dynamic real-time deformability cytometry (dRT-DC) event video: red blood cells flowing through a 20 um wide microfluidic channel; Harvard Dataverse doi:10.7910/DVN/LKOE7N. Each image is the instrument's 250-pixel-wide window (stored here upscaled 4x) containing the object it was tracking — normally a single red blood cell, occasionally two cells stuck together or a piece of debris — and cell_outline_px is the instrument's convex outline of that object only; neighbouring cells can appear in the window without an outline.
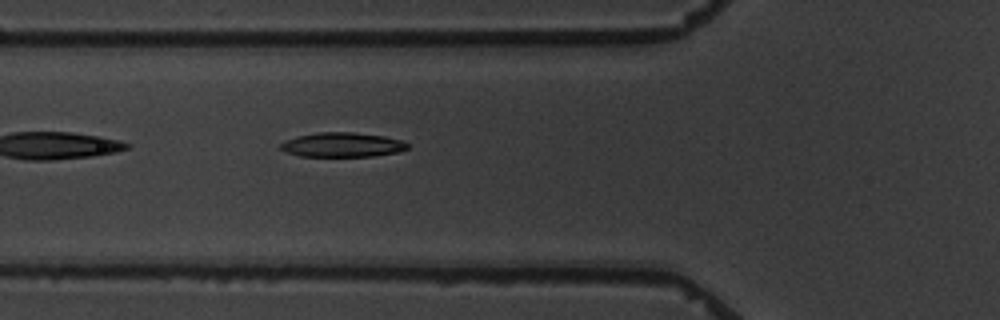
{"species": "common noctule bat (a hibernating species)", "species_latin": "Nyctalus noctula", "temperature_condition": "warm", "stored_images_in_passage": 4, "camera_frame_rate_fps": 3000, "um_per_image_px": 0.085, "animal": {"sex": "male", "body_mass_g": 19.5, "forearm_length_mm": 54.6}, "frame": {"image": 1, "passage_image": 4, "time_ms": 3.667, "image_size_px": [1000, 320], "cell_outline_px": [[408, 148], [392, 152], [372, 156], [300, 156], [288, 152], [280, 148], [280, 144], [284, 140], [296, 136], [320, 132], [352, 132], [384, 136], [400, 140], [408, 144]], "centroid_in_image_um": [29.03, 12.29], "position_along_channel_um": 96.8, "area_um2": 17.8}}